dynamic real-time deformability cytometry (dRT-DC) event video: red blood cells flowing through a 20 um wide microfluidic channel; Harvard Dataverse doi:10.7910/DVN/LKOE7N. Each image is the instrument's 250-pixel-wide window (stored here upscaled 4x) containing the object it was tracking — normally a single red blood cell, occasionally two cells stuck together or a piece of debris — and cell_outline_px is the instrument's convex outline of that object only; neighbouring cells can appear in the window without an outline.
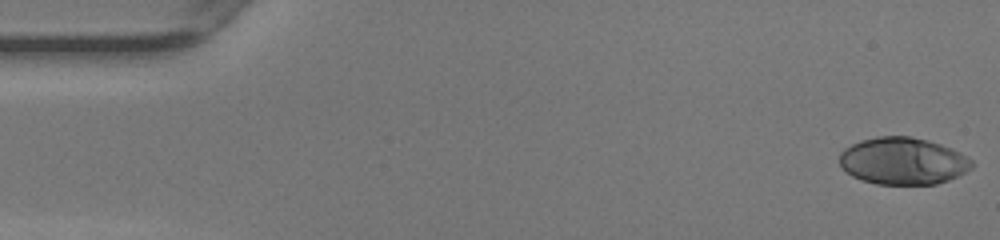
{"species": "human", "species_latin": "Homo sapiens", "temperature_condition": "warm", "stored_images_in_passage": 49, "camera_frame_rate_fps": 3000, "um_per_image_px": 0.085, "donor": {"sex": "female"}, "frame": {"image": 1, "passage_image": 1, "time_ms": 0.0, "image_size_px": [1000, 240], "cell_outline_px": [[972, 168], [948, 180], [936, 184], [876, 184], [852, 176], [840, 164], [840, 152], [844, 148], [860, 140], [876, 136], [912, 136], [928, 140], [952, 148], [960, 152], [972, 160]], "centroid_in_image_um": [76.75, 13.67], "position_along_channel_um": 8.3, "area_um2": 36.24}}
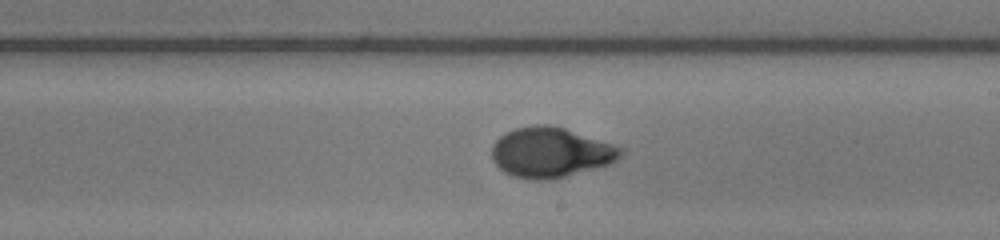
{"frame": {"image": 2, "passage_image": 28, "time_ms": 9.0, "image_size_px": [1000, 240], "cell_outline_px": [[624, 152], [616, 160], [608, 164], [564, 176], [548, 180], [532, 180], [512, 176], [504, 172], [492, 160], [492, 144], [500, 136], [516, 128], [536, 124], [548, 124], [564, 128], [624, 148]], "centroid_in_image_um": [46.77, 12.95], "position_along_channel_um": 242.2, "area_um2": 37.28}}
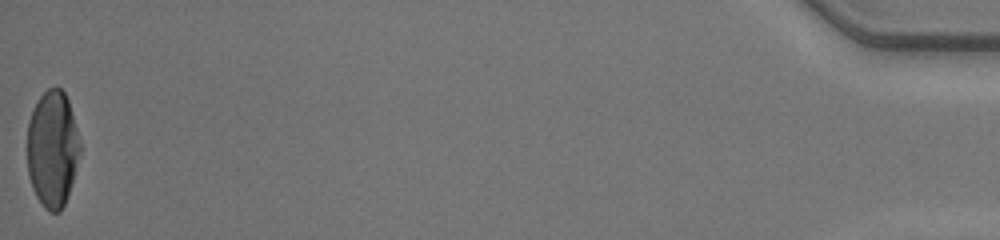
{"frame": {"image": 3, "passage_image": 49, "time_ms": 16.0, "image_size_px": [1000, 240], "cell_outline_px": [[80, 152], [72, 180], [64, 204], [60, 212], [48, 212], [44, 208], [36, 196], [32, 188], [28, 176], [28, 120], [40, 96], [48, 88], [60, 88], [64, 92], [68, 100], [80, 140]], "centroid_in_image_um": [4.45, 12.67], "position_along_channel_um": 430.8, "area_um2": 35.55}, "authors_computed_cell_mechanics": {"area_um2": 36.2984, "velocity_mm_per_s": 4.2115, "shape_relaxation_time_tau1_ms": 4.8875, "shape_relaxation_time_tau2_ms": null, "deformation_change_tau1": 0.2699, "deformation_change_tau2": null}}